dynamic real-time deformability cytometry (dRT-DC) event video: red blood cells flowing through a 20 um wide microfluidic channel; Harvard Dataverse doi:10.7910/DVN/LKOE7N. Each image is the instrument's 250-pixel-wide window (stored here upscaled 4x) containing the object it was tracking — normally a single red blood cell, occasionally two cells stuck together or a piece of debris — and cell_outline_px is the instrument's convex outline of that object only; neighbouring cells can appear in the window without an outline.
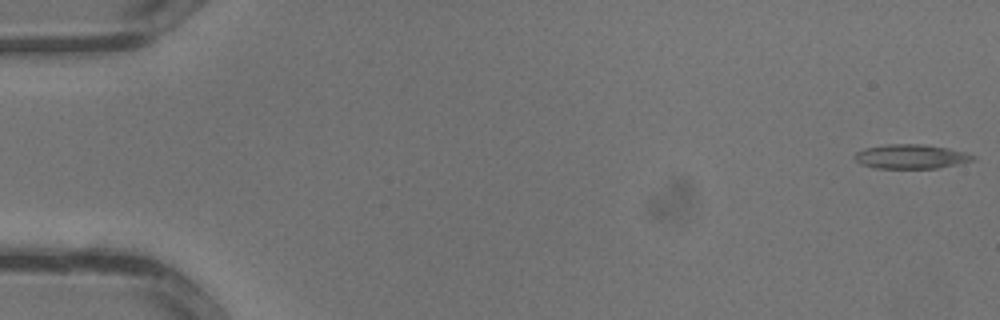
{"species": "common noctule bat (a hibernating species)", "species_latin": "Nyctalus noctula", "temperature_condition": "warm", "stored_images_in_passage": 33, "camera_frame_rate_fps": 3000, "um_per_image_px": 0.085, "animal": {"sex": "male", "body_mass_g": 13.3}, "frame": {"image": 1, "passage_image": 1, "time_ms": 0.0, "image_size_px": [1000, 320], "cell_outline_px": [[976, 160], [936, 168], [872, 168], [860, 164], [852, 156], [856, 152], [864, 148], [888, 144], [924, 144], [948, 148], [964, 152], [976, 156]], "centroid_in_image_um": [77.4, 13.3], "position_along_channel_um": 7.6, "area_um2": 16.82}}
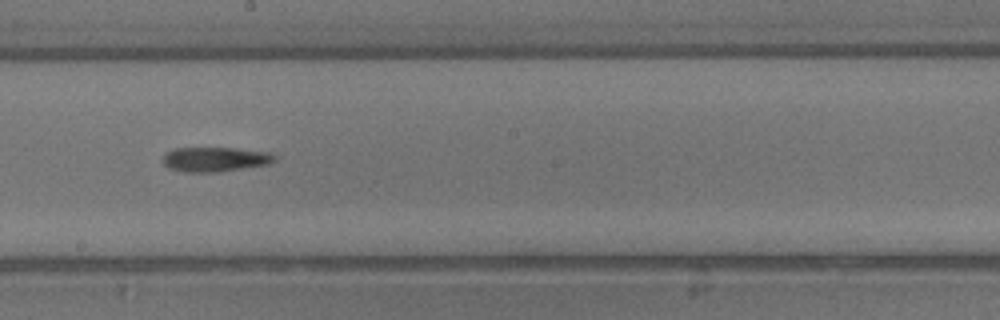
{"frame": {"image": 2, "passage_image": 19, "time_ms": 6.0, "image_size_px": [1000, 320], "cell_outline_px": [[276, 160], [268, 164], [216, 172], [184, 172], [168, 168], [164, 164], [164, 152], [176, 148], [236, 148], [268, 152], [276, 156]], "centroid_in_image_um": [18.26, 13.54], "position_along_channel_um": 229.9, "area_um2": 15.95}}
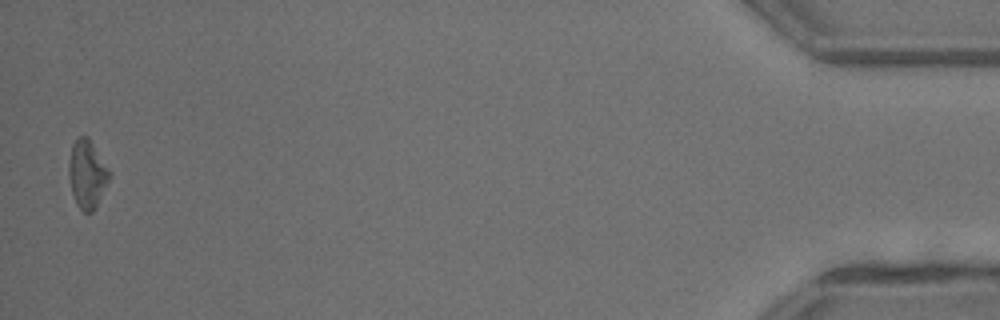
{"frame": {"image": 3, "passage_image": 33, "time_ms": 10.667, "image_size_px": [1000, 320], "cell_outline_px": [[112, 176], [92, 212], [84, 212], [76, 204], [72, 192], [68, 176], [68, 164], [72, 144], [76, 136], [88, 136], [112, 172]], "centroid_in_image_um": [7.41, 14.75], "position_along_channel_um": 427.8, "area_um2": 16.36}}